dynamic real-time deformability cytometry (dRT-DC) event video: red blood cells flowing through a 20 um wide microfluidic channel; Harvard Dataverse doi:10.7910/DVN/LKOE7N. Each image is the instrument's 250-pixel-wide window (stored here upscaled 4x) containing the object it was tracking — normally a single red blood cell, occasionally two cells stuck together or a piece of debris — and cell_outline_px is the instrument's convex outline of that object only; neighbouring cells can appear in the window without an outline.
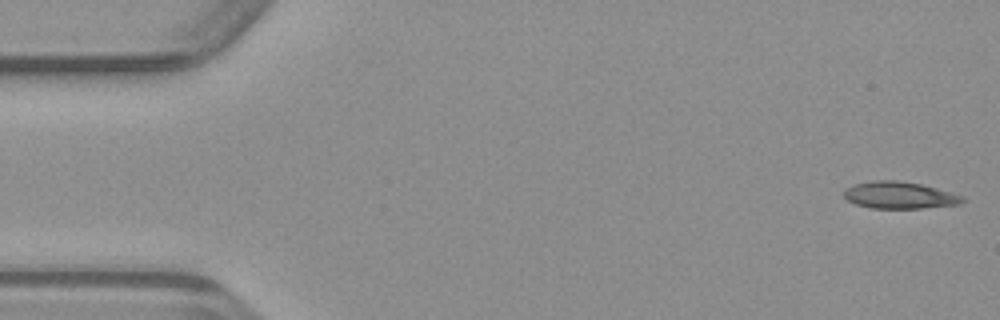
{"species": "common noctule bat (a hibernating species)", "species_latin": "Nyctalus noctula", "temperature_condition": "warm", "stored_images_in_passage": 48, "camera_frame_rate_fps": 3000, "um_per_image_px": 0.085, "animal": {"sex": "male", "body_mass_g": 23.1, "forearm_length_mm": 52.7}, "frame": {"image": 1, "passage_image": 1, "time_ms": 0.0, "image_size_px": [1000, 320], "cell_outline_px": [[968, 200], [960, 204], [920, 208], [872, 208], [856, 204], [848, 200], [844, 196], [844, 188], [856, 184], [872, 180], [900, 180], [920, 184], [952, 192], [964, 196]], "centroid_in_image_um": [76.49, 16.58], "position_along_channel_um": 8.5, "area_um2": 18.67}}
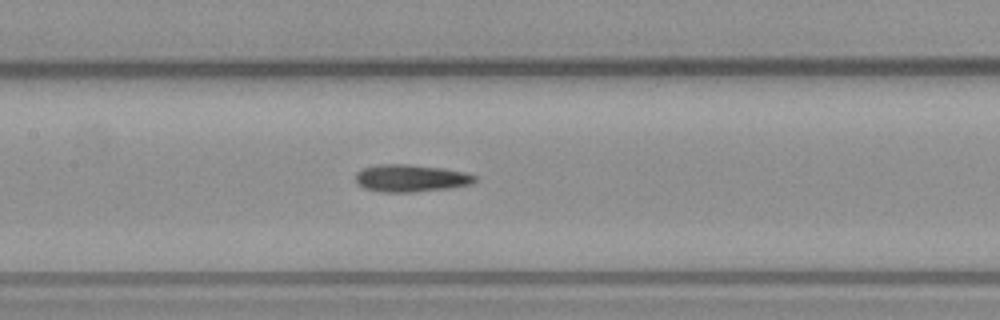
{"frame": {"image": 2, "passage_image": 22, "time_ms": 7.0, "image_size_px": [1000, 320], "cell_outline_px": [[476, 180], [472, 184], [452, 188], [416, 192], [380, 192], [364, 188], [356, 184], [356, 172], [364, 168], [376, 164], [408, 164], [444, 168], [464, 172], [476, 176]], "centroid_in_image_um": [34.91, 15.15], "position_along_channel_um": 172.5, "area_um2": 19.25}}
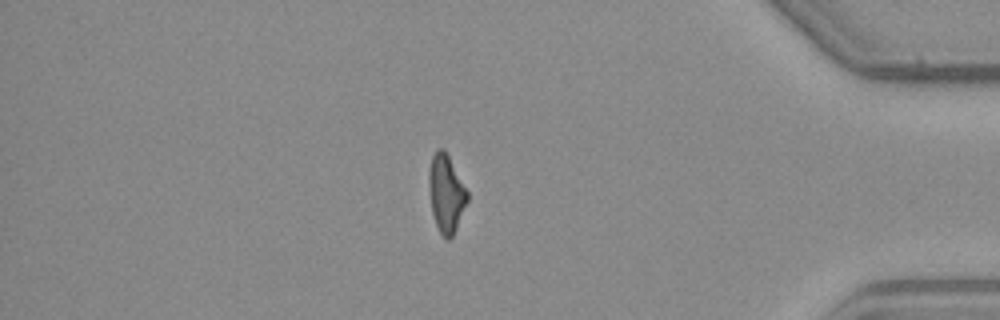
{"frame": {"image": 3, "passage_image": 41, "time_ms": 13.333, "image_size_px": [1000, 320], "cell_outline_px": [[468, 200], [456, 228], [452, 236], [448, 240], [444, 240], [436, 224], [432, 212], [428, 184], [428, 172], [432, 156], [436, 148], [444, 148], [468, 192]], "centroid_in_image_um": [37.9, 16.43], "position_along_channel_um": 397.3, "area_um2": 17.34}}